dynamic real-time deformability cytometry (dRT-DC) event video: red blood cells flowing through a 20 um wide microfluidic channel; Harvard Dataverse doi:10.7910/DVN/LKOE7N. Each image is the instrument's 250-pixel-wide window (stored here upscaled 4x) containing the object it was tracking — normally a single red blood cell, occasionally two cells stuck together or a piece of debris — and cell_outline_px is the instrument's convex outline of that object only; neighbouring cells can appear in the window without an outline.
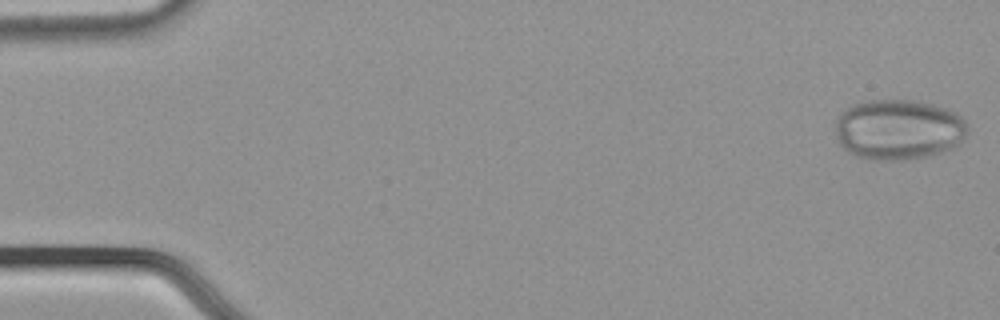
{"species": "common noctule bat (a hibernating species)", "species_latin": "Nyctalus noctula", "temperature_condition": "cold", "stored_images_in_passage": 52, "camera_frame_rate_fps": 3000, "um_per_image_px": 0.085, "animal": {"sex": "male", "body_mass_g": 21.5, "forearm_length_mm": 52.0}, "frame": {"image": 1, "passage_image": 1, "time_ms": 0.0, "image_size_px": [1000, 320], "cell_outline_px": [[968, 132], [952, 148], [940, 152], [924, 156], [904, 160], [868, 160], [856, 156], [848, 152], [840, 144], [836, 136], [836, 120], [852, 104], [864, 100], [920, 100], [948, 108], [956, 112], [968, 124]], "centroid_in_image_um": [76.38, 11.0], "position_along_channel_um": 8.6, "area_um2": 46.76}}
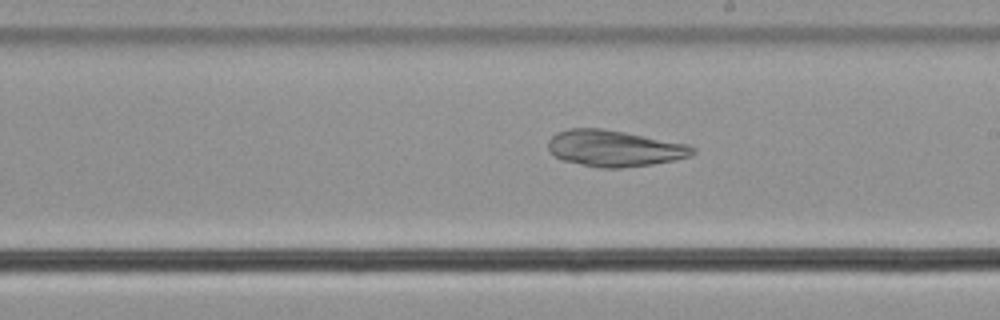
{"frame": {"image": 2, "passage_image": 31, "time_ms": 10.0, "image_size_px": [1000, 320], "cell_outline_px": [[696, 152], [692, 156], [652, 164], [620, 168], [600, 168], [560, 160], [548, 148], [548, 140], [556, 132], [568, 128], [604, 128], [688, 144], [696, 148]], "centroid_in_image_um": [52.22, 12.6], "position_along_channel_um": 236.8, "area_um2": 30.69}}
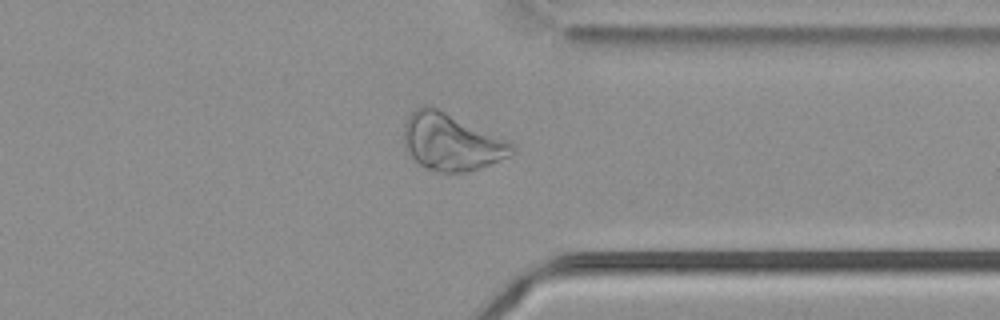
{"frame": {"image": 3, "passage_image": 42, "time_ms": 13.667, "image_size_px": [1000, 320], "cell_outline_px": [[516, 152], [508, 156], [480, 168], [464, 172], [440, 172], [428, 168], [420, 164], [404, 148], [404, 124], [408, 116], [416, 108], [424, 104], [436, 108], [508, 140], [516, 148]], "centroid_in_image_um": [38.35, 12.07], "position_along_channel_um": 373.0, "area_um2": 35.43}}